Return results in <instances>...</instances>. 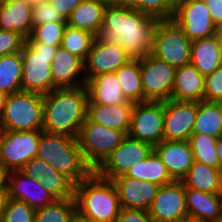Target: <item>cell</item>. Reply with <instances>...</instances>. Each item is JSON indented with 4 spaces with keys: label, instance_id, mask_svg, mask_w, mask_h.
Returning a JSON list of instances; mask_svg holds the SVG:
<instances>
[{
    "label": "cell",
    "instance_id": "1",
    "mask_svg": "<svg viewBox=\"0 0 222 222\" xmlns=\"http://www.w3.org/2000/svg\"><path fill=\"white\" fill-rule=\"evenodd\" d=\"M159 21L138 10L108 3L96 37L102 42L120 45L131 59H141L152 52Z\"/></svg>",
    "mask_w": 222,
    "mask_h": 222
},
{
    "label": "cell",
    "instance_id": "2",
    "mask_svg": "<svg viewBox=\"0 0 222 222\" xmlns=\"http://www.w3.org/2000/svg\"><path fill=\"white\" fill-rule=\"evenodd\" d=\"M88 92L85 85L56 88L43 95V131L78 137L87 117Z\"/></svg>",
    "mask_w": 222,
    "mask_h": 222
},
{
    "label": "cell",
    "instance_id": "3",
    "mask_svg": "<svg viewBox=\"0 0 222 222\" xmlns=\"http://www.w3.org/2000/svg\"><path fill=\"white\" fill-rule=\"evenodd\" d=\"M76 210L94 222H115L121 204L115 184L94 171L74 187Z\"/></svg>",
    "mask_w": 222,
    "mask_h": 222
},
{
    "label": "cell",
    "instance_id": "4",
    "mask_svg": "<svg viewBox=\"0 0 222 222\" xmlns=\"http://www.w3.org/2000/svg\"><path fill=\"white\" fill-rule=\"evenodd\" d=\"M37 157L66 176L74 185L86 179L93 169L85 162L78 139L42 132Z\"/></svg>",
    "mask_w": 222,
    "mask_h": 222
},
{
    "label": "cell",
    "instance_id": "5",
    "mask_svg": "<svg viewBox=\"0 0 222 222\" xmlns=\"http://www.w3.org/2000/svg\"><path fill=\"white\" fill-rule=\"evenodd\" d=\"M58 46L39 42H25L22 51L21 91L46 95L56 87L52 79V60Z\"/></svg>",
    "mask_w": 222,
    "mask_h": 222
},
{
    "label": "cell",
    "instance_id": "6",
    "mask_svg": "<svg viewBox=\"0 0 222 222\" xmlns=\"http://www.w3.org/2000/svg\"><path fill=\"white\" fill-rule=\"evenodd\" d=\"M1 115L7 131H43V95L27 91L10 94Z\"/></svg>",
    "mask_w": 222,
    "mask_h": 222
},
{
    "label": "cell",
    "instance_id": "7",
    "mask_svg": "<svg viewBox=\"0 0 222 222\" xmlns=\"http://www.w3.org/2000/svg\"><path fill=\"white\" fill-rule=\"evenodd\" d=\"M125 136L123 131L91 122L86 117L77 139L85 162L94 171L120 145Z\"/></svg>",
    "mask_w": 222,
    "mask_h": 222
},
{
    "label": "cell",
    "instance_id": "8",
    "mask_svg": "<svg viewBox=\"0 0 222 222\" xmlns=\"http://www.w3.org/2000/svg\"><path fill=\"white\" fill-rule=\"evenodd\" d=\"M192 41L173 20L159 21L151 55L175 68L190 64Z\"/></svg>",
    "mask_w": 222,
    "mask_h": 222
},
{
    "label": "cell",
    "instance_id": "9",
    "mask_svg": "<svg viewBox=\"0 0 222 222\" xmlns=\"http://www.w3.org/2000/svg\"><path fill=\"white\" fill-rule=\"evenodd\" d=\"M144 102H165L171 99L176 68L151 54L140 59Z\"/></svg>",
    "mask_w": 222,
    "mask_h": 222
},
{
    "label": "cell",
    "instance_id": "10",
    "mask_svg": "<svg viewBox=\"0 0 222 222\" xmlns=\"http://www.w3.org/2000/svg\"><path fill=\"white\" fill-rule=\"evenodd\" d=\"M172 20L191 41L212 37L220 32L204 0H178Z\"/></svg>",
    "mask_w": 222,
    "mask_h": 222
},
{
    "label": "cell",
    "instance_id": "11",
    "mask_svg": "<svg viewBox=\"0 0 222 222\" xmlns=\"http://www.w3.org/2000/svg\"><path fill=\"white\" fill-rule=\"evenodd\" d=\"M43 131H7L0 140V163L8 171L21 170L32 158L37 157Z\"/></svg>",
    "mask_w": 222,
    "mask_h": 222
},
{
    "label": "cell",
    "instance_id": "12",
    "mask_svg": "<svg viewBox=\"0 0 222 222\" xmlns=\"http://www.w3.org/2000/svg\"><path fill=\"white\" fill-rule=\"evenodd\" d=\"M127 135L153 147L164 140L163 102H139L134 104Z\"/></svg>",
    "mask_w": 222,
    "mask_h": 222
},
{
    "label": "cell",
    "instance_id": "13",
    "mask_svg": "<svg viewBox=\"0 0 222 222\" xmlns=\"http://www.w3.org/2000/svg\"><path fill=\"white\" fill-rule=\"evenodd\" d=\"M154 147L126 135L120 145L94 170L107 180L125 175L126 172L140 160L146 159Z\"/></svg>",
    "mask_w": 222,
    "mask_h": 222
},
{
    "label": "cell",
    "instance_id": "14",
    "mask_svg": "<svg viewBox=\"0 0 222 222\" xmlns=\"http://www.w3.org/2000/svg\"><path fill=\"white\" fill-rule=\"evenodd\" d=\"M148 213L153 222H183L188 220L183 183L173 181L160 186Z\"/></svg>",
    "mask_w": 222,
    "mask_h": 222
},
{
    "label": "cell",
    "instance_id": "15",
    "mask_svg": "<svg viewBox=\"0 0 222 222\" xmlns=\"http://www.w3.org/2000/svg\"><path fill=\"white\" fill-rule=\"evenodd\" d=\"M164 140L188 141L197 118L198 102L170 99L163 102Z\"/></svg>",
    "mask_w": 222,
    "mask_h": 222
},
{
    "label": "cell",
    "instance_id": "16",
    "mask_svg": "<svg viewBox=\"0 0 222 222\" xmlns=\"http://www.w3.org/2000/svg\"><path fill=\"white\" fill-rule=\"evenodd\" d=\"M130 60L120 45L108 44L95 37L84 61L86 81L99 74L116 72Z\"/></svg>",
    "mask_w": 222,
    "mask_h": 222
},
{
    "label": "cell",
    "instance_id": "17",
    "mask_svg": "<svg viewBox=\"0 0 222 222\" xmlns=\"http://www.w3.org/2000/svg\"><path fill=\"white\" fill-rule=\"evenodd\" d=\"M7 189L10 199L25 202L35 210L43 208L56 200L43 188L38 179H32L21 170L8 172Z\"/></svg>",
    "mask_w": 222,
    "mask_h": 222
},
{
    "label": "cell",
    "instance_id": "18",
    "mask_svg": "<svg viewBox=\"0 0 222 222\" xmlns=\"http://www.w3.org/2000/svg\"><path fill=\"white\" fill-rule=\"evenodd\" d=\"M118 192L121 208L148 211L160 185L127 176H117L111 180Z\"/></svg>",
    "mask_w": 222,
    "mask_h": 222
},
{
    "label": "cell",
    "instance_id": "19",
    "mask_svg": "<svg viewBox=\"0 0 222 222\" xmlns=\"http://www.w3.org/2000/svg\"><path fill=\"white\" fill-rule=\"evenodd\" d=\"M51 64L53 85L56 88H77L86 85L85 62L82 58L58 46Z\"/></svg>",
    "mask_w": 222,
    "mask_h": 222
},
{
    "label": "cell",
    "instance_id": "20",
    "mask_svg": "<svg viewBox=\"0 0 222 222\" xmlns=\"http://www.w3.org/2000/svg\"><path fill=\"white\" fill-rule=\"evenodd\" d=\"M154 151L174 181H181L194 163L189 141L163 140L154 146Z\"/></svg>",
    "mask_w": 222,
    "mask_h": 222
},
{
    "label": "cell",
    "instance_id": "21",
    "mask_svg": "<svg viewBox=\"0 0 222 222\" xmlns=\"http://www.w3.org/2000/svg\"><path fill=\"white\" fill-rule=\"evenodd\" d=\"M188 220L197 222H222L220 193H206L185 188Z\"/></svg>",
    "mask_w": 222,
    "mask_h": 222
},
{
    "label": "cell",
    "instance_id": "22",
    "mask_svg": "<svg viewBox=\"0 0 222 222\" xmlns=\"http://www.w3.org/2000/svg\"><path fill=\"white\" fill-rule=\"evenodd\" d=\"M88 92L87 104L113 106L119 104H135L124 96L115 72L103 73L86 81Z\"/></svg>",
    "mask_w": 222,
    "mask_h": 222
},
{
    "label": "cell",
    "instance_id": "23",
    "mask_svg": "<svg viewBox=\"0 0 222 222\" xmlns=\"http://www.w3.org/2000/svg\"><path fill=\"white\" fill-rule=\"evenodd\" d=\"M204 76L190 63L176 68L171 99L200 102L204 100Z\"/></svg>",
    "mask_w": 222,
    "mask_h": 222
},
{
    "label": "cell",
    "instance_id": "24",
    "mask_svg": "<svg viewBox=\"0 0 222 222\" xmlns=\"http://www.w3.org/2000/svg\"><path fill=\"white\" fill-rule=\"evenodd\" d=\"M134 104L106 106L87 104V118L94 123L123 131L126 135L131 124Z\"/></svg>",
    "mask_w": 222,
    "mask_h": 222
},
{
    "label": "cell",
    "instance_id": "25",
    "mask_svg": "<svg viewBox=\"0 0 222 222\" xmlns=\"http://www.w3.org/2000/svg\"><path fill=\"white\" fill-rule=\"evenodd\" d=\"M32 7L21 0H5L0 6V29L28 38L32 31Z\"/></svg>",
    "mask_w": 222,
    "mask_h": 222
},
{
    "label": "cell",
    "instance_id": "26",
    "mask_svg": "<svg viewBox=\"0 0 222 222\" xmlns=\"http://www.w3.org/2000/svg\"><path fill=\"white\" fill-rule=\"evenodd\" d=\"M108 0H82L67 18V25L97 36L103 22Z\"/></svg>",
    "mask_w": 222,
    "mask_h": 222
},
{
    "label": "cell",
    "instance_id": "27",
    "mask_svg": "<svg viewBox=\"0 0 222 222\" xmlns=\"http://www.w3.org/2000/svg\"><path fill=\"white\" fill-rule=\"evenodd\" d=\"M190 63L204 77L222 66L218 48V34L192 41Z\"/></svg>",
    "mask_w": 222,
    "mask_h": 222
},
{
    "label": "cell",
    "instance_id": "28",
    "mask_svg": "<svg viewBox=\"0 0 222 222\" xmlns=\"http://www.w3.org/2000/svg\"><path fill=\"white\" fill-rule=\"evenodd\" d=\"M181 182L185 188L206 193H220L222 191V171L219 168L194 161Z\"/></svg>",
    "mask_w": 222,
    "mask_h": 222
},
{
    "label": "cell",
    "instance_id": "29",
    "mask_svg": "<svg viewBox=\"0 0 222 222\" xmlns=\"http://www.w3.org/2000/svg\"><path fill=\"white\" fill-rule=\"evenodd\" d=\"M124 176L154 182L160 186L174 181L154 150L146 159L134 163Z\"/></svg>",
    "mask_w": 222,
    "mask_h": 222
},
{
    "label": "cell",
    "instance_id": "30",
    "mask_svg": "<svg viewBox=\"0 0 222 222\" xmlns=\"http://www.w3.org/2000/svg\"><path fill=\"white\" fill-rule=\"evenodd\" d=\"M192 134L210 135L215 138L222 136L220 102H198L197 118Z\"/></svg>",
    "mask_w": 222,
    "mask_h": 222
},
{
    "label": "cell",
    "instance_id": "31",
    "mask_svg": "<svg viewBox=\"0 0 222 222\" xmlns=\"http://www.w3.org/2000/svg\"><path fill=\"white\" fill-rule=\"evenodd\" d=\"M122 92L128 101L144 102L140 59H132L116 72Z\"/></svg>",
    "mask_w": 222,
    "mask_h": 222
},
{
    "label": "cell",
    "instance_id": "32",
    "mask_svg": "<svg viewBox=\"0 0 222 222\" xmlns=\"http://www.w3.org/2000/svg\"><path fill=\"white\" fill-rule=\"evenodd\" d=\"M21 52L0 57V91L10 95L21 91L22 81Z\"/></svg>",
    "mask_w": 222,
    "mask_h": 222
},
{
    "label": "cell",
    "instance_id": "33",
    "mask_svg": "<svg viewBox=\"0 0 222 222\" xmlns=\"http://www.w3.org/2000/svg\"><path fill=\"white\" fill-rule=\"evenodd\" d=\"M39 181L56 200L74 198L75 185L47 162H45V171Z\"/></svg>",
    "mask_w": 222,
    "mask_h": 222
},
{
    "label": "cell",
    "instance_id": "34",
    "mask_svg": "<svg viewBox=\"0 0 222 222\" xmlns=\"http://www.w3.org/2000/svg\"><path fill=\"white\" fill-rule=\"evenodd\" d=\"M95 37L89 31L67 25L63 33L61 46L85 61Z\"/></svg>",
    "mask_w": 222,
    "mask_h": 222
},
{
    "label": "cell",
    "instance_id": "35",
    "mask_svg": "<svg viewBox=\"0 0 222 222\" xmlns=\"http://www.w3.org/2000/svg\"><path fill=\"white\" fill-rule=\"evenodd\" d=\"M75 211L74 198L55 200L53 203L36 210L34 222H70Z\"/></svg>",
    "mask_w": 222,
    "mask_h": 222
},
{
    "label": "cell",
    "instance_id": "36",
    "mask_svg": "<svg viewBox=\"0 0 222 222\" xmlns=\"http://www.w3.org/2000/svg\"><path fill=\"white\" fill-rule=\"evenodd\" d=\"M217 138L204 134H191L189 143L194 155V161L219 168L216 152Z\"/></svg>",
    "mask_w": 222,
    "mask_h": 222
},
{
    "label": "cell",
    "instance_id": "37",
    "mask_svg": "<svg viewBox=\"0 0 222 222\" xmlns=\"http://www.w3.org/2000/svg\"><path fill=\"white\" fill-rule=\"evenodd\" d=\"M67 22H48L32 26L31 34L25 42H39L52 46H61L63 33Z\"/></svg>",
    "mask_w": 222,
    "mask_h": 222
},
{
    "label": "cell",
    "instance_id": "38",
    "mask_svg": "<svg viewBox=\"0 0 222 222\" xmlns=\"http://www.w3.org/2000/svg\"><path fill=\"white\" fill-rule=\"evenodd\" d=\"M178 0H139V12L158 20H172Z\"/></svg>",
    "mask_w": 222,
    "mask_h": 222
},
{
    "label": "cell",
    "instance_id": "39",
    "mask_svg": "<svg viewBox=\"0 0 222 222\" xmlns=\"http://www.w3.org/2000/svg\"><path fill=\"white\" fill-rule=\"evenodd\" d=\"M35 212L27 203L9 198L0 222H34Z\"/></svg>",
    "mask_w": 222,
    "mask_h": 222
},
{
    "label": "cell",
    "instance_id": "40",
    "mask_svg": "<svg viewBox=\"0 0 222 222\" xmlns=\"http://www.w3.org/2000/svg\"><path fill=\"white\" fill-rule=\"evenodd\" d=\"M48 22H67L49 0H42L38 5L32 7V25L38 26Z\"/></svg>",
    "mask_w": 222,
    "mask_h": 222
},
{
    "label": "cell",
    "instance_id": "41",
    "mask_svg": "<svg viewBox=\"0 0 222 222\" xmlns=\"http://www.w3.org/2000/svg\"><path fill=\"white\" fill-rule=\"evenodd\" d=\"M204 101H222V66L218 67L213 73L204 77Z\"/></svg>",
    "mask_w": 222,
    "mask_h": 222
},
{
    "label": "cell",
    "instance_id": "42",
    "mask_svg": "<svg viewBox=\"0 0 222 222\" xmlns=\"http://www.w3.org/2000/svg\"><path fill=\"white\" fill-rule=\"evenodd\" d=\"M26 38L20 33L0 29V57L21 52Z\"/></svg>",
    "mask_w": 222,
    "mask_h": 222
},
{
    "label": "cell",
    "instance_id": "43",
    "mask_svg": "<svg viewBox=\"0 0 222 222\" xmlns=\"http://www.w3.org/2000/svg\"><path fill=\"white\" fill-rule=\"evenodd\" d=\"M115 222H153V220L146 210L121 208Z\"/></svg>",
    "mask_w": 222,
    "mask_h": 222
},
{
    "label": "cell",
    "instance_id": "44",
    "mask_svg": "<svg viewBox=\"0 0 222 222\" xmlns=\"http://www.w3.org/2000/svg\"><path fill=\"white\" fill-rule=\"evenodd\" d=\"M21 171L32 179L39 180L45 171V161L34 157L23 166Z\"/></svg>",
    "mask_w": 222,
    "mask_h": 222
},
{
    "label": "cell",
    "instance_id": "45",
    "mask_svg": "<svg viewBox=\"0 0 222 222\" xmlns=\"http://www.w3.org/2000/svg\"><path fill=\"white\" fill-rule=\"evenodd\" d=\"M82 0H49L55 9L67 18L71 15L73 9L81 3Z\"/></svg>",
    "mask_w": 222,
    "mask_h": 222
},
{
    "label": "cell",
    "instance_id": "46",
    "mask_svg": "<svg viewBox=\"0 0 222 222\" xmlns=\"http://www.w3.org/2000/svg\"><path fill=\"white\" fill-rule=\"evenodd\" d=\"M217 28L222 31V0H204Z\"/></svg>",
    "mask_w": 222,
    "mask_h": 222
},
{
    "label": "cell",
    "instance_id": "47",
    "mask_svg": "<svg viewBox=\"0 0 222 222\" xmlns=\"http://www.w3.org/2000/svg\"><path fill=\"white\" fill-rule=\"evenodd\" d=\"M108 3L117 7L139 11V0H108Z\"/></svg>",
    "mask_w": 222,
    "mask_h": 222
},
{
    "label": "cell",
    "instance_id": "48",
    "mask_svg": "<svg viewBox=\"0 0 222 222\" xmlns=\"http://www.w3.org/2000/svg\"><path fill=\"white\" fill-rule=\"evenodd\" d=\"M9 199L8 189H0V219Z\"/></svg>",
    "mask_w": 222,
    "mask_h": 222
},
{
    "label": "cell",
    "instance_id": "49",
    "mask_svg": "<svg viewBox=\"0 0 222 222\" xmlns=\"http://www.w3.org/2000/svg\"><path fill=\"white\" fill-rule=\"evenodd\" d=\"M8 171L0 163V189H7Z\"/></svg>",
    "mask_w": 222,
    "mask_h": 222
},
{
    "label": "cell",
    "instance_id": "50",
    "mask_svg": "<svg viewBox=\"0 0 222 222\" xmlns=\"http://www.w3.org/2000/svg\"><path fill=\"white\" fill-rule=\"evenodd\" d=\"M215 146L218 157L219 169L222 171V136L217 138Z\"/></svg>",
    "mask_w": 222,
    "mask_h": 222
},
{
    "label": "cell",
    "instance_id": "51",
    "mask_svg": "<svg viewBox=\"0 0 222 222\" xmlns=\"http://www.w3.org/2000/svg\"><path fill=\"white\" fill-rule=\"evenodd\" d=\"M70 222H94L92 219L83 216L77 210L71 216Z\"/></svg>",
    "mask_w": 222,
    "mask_h": 222
},
{
    "label": "cell",
    "instance_id": "52",
    "mask_svg": "<svg viewBox=\"0 0 222 222\" xmlns=\"http://www.w3.org/2000/svg\"><path fill=\"white\" fill-rule=\"evenodd\" d=\"M7 96H8V94H6L3 91H0V115L2 114V112L4 110V105L6 103Z\"/></svg>",
    "mask_w": 222,
    "mask_h": 222
},
{
    "label": "cell",
    "instance_id": "53",
    "mask_svg": "<svg viewBox=\"0 0 222 222\" xmlns=\"http://www.w3.org/2000/svg\"><path fill=\"white\" fill-rule=\"evenodd\" d=\"M6 132L5 126H4V121L2 118V115H0V140L4 137Z\"/></svg>",
    "mask_w": 222,
    "mask_h": 222
},
{
    "label": "cell",
    "instance_id": "54",
    "mask_svg": "<svg viewBox=\"0 0 222 222\" xmlns=\"http://www.w3.org/2000/svg\"><path fill=\"white\" fill-rule=\"evenodd\" d=\"M218 48H219L220 58L222 61V31L218 33Z\"/></svg>",
    "mask_w": 222,
    "mask_h": 222
},
{
    "label": "cell",
    "instance_id": "55",
    "mask_svg": "<svg viewBox=\"0 0 222 222\" xmlns=\"http://www.w3.org/2000/svg\"><path fill=\"white\" fill-rule=\"evenodd\" d=\"M27 4H29L31 7H34L38 5L42 0H21Z\"/></svg>",
    "mask_w": 222,
    "mask_h": 222
},
{
    "label": "cell",
    "instance_id": "56",
    "mask_svg": "<svg viewBox=\"0 0 222 222\" xmlns=\"http://www.w3.org/2000/svg\"><path fill=\"white\" fill-rule=\"evenodd\" d=\"M220 110H221V125H222V101L220 102Z\"/></svg>",
    "mask_w": 222,
    "mask_h": 222
},
{
    "label": "cell",
    "instance_id": "57",
    "mask_svg": "<svg viewBox=\"0 0 222 222\" xmlns=\"http://www.w3.org/2000/svg\"><path fill=\"white\" fill-rule=\"evenodd\" d=\"M220 197H221V207H222V191L220 192Z\"/></svg>",
    "mask_w": 222,
    "mask_h": 222
},
{
    "label": "cell",
    "instance_id": "58",
    "mask_svg": "<svg viewBox=\"0 0 222 222\" xmlns=\"http://www.w3.org/2000/svg\"><path fill=\"white\" fill-rule=\"evenodd\" d=\"M183 222H197V221L186 220V221H183Z\"/></svg>",
    "mask_w": 222,
    "mask_h": 222
}]
</instances>
